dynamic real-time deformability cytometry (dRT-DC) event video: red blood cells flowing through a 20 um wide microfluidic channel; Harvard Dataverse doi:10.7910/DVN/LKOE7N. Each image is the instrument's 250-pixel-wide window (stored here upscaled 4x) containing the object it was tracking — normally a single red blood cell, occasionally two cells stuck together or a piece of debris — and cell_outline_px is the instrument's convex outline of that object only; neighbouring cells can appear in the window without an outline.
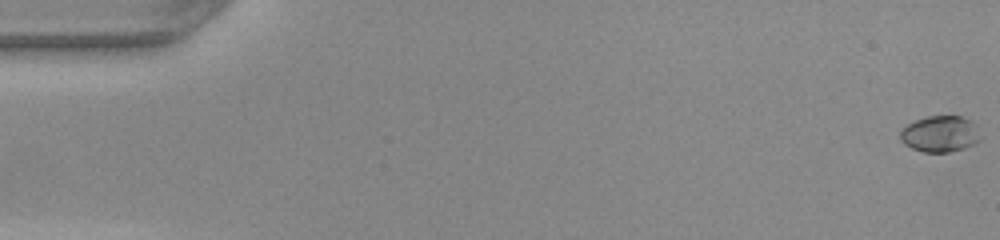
{"species": "common noctule bat (a hibernating species)", "species_latin": "Nyctalus noctula", "temperature_condition": "warm", "stored_images_in_passage": 16, "camera_frame_rate_fps": 3000, "um_per_image_px": 0.085, "animal": {"sex": "female", "body_mass_g": 22.0, "forearm_length_mm": 56.7}, "frame": {"image": 1, "passage_image": 1, "time_ms": 0.0, "image_size_px": [1000, 240], "cell_outline_px": [[980, 140], [964, 148], [948, 152], [924, 152], [912, 148], [904, 144], [900, 140], [900, 132], [904, 124], [928, 116], [960, 116], [968, 120], [972, 124]], "centroid_in_image_um": [79.81, 11.39], "position_along_channel_um": 5.2, "area_um2": 16.59}}
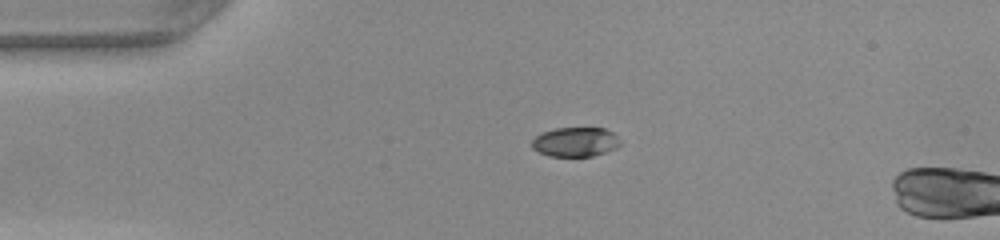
{"frame": {"image": 2, "passage_image": 12, "time_ms": 3.667, "image_size_px": [1000, 240], "cell_outline_px": [[620, 144], [616, 148], [592, 156], [548, 156], [532, 148], [532, 140], [536, 136], [544, 132], [556, 128], [604, 128], [612, 132], [616, 136]], "centroid_in_image_um": [48.89, 12.06], "position_along_channel_um": 36.1, "area_um2": 14.91}}